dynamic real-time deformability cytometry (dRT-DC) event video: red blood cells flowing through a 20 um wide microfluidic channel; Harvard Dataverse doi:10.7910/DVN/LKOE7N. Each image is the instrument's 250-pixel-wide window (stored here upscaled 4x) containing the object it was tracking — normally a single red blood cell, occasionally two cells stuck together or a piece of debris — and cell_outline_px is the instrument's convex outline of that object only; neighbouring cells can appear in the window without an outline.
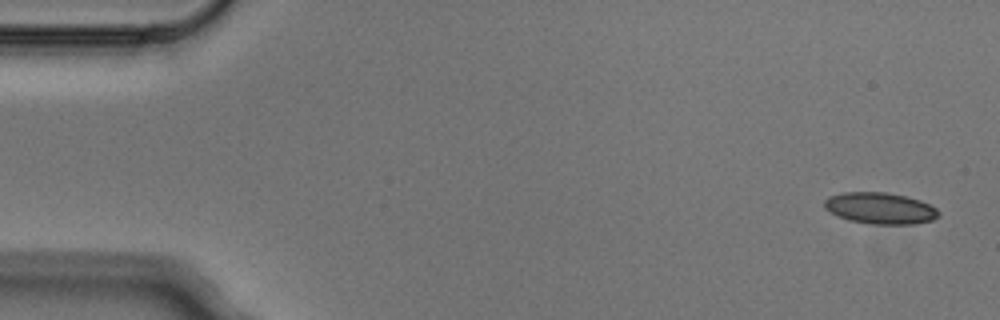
{"species": "Egyptian fruit bat (a non-hibernating species)", "species_latin": "Rousettus aegyptiacus", "temperature_condition": "cold", "stored_images_in_passage": 7, "camera_frame_rate_fps": 3000, "um_per_image_px": 0.085, "animal": {"sex": "male"}, "frame": {"image": 1, "passage_image": 1, "time_ms": 0.0, "image_size_px": [1000, 320], "cell_outline_px": [[940, 216], [932, 220], [916, 224], [872, 224], [848, 220], [836, 216], [824, 208], [824, 200], [828, 196], [844, 192], [884, 192], [904, 196], [920, 200], [936, 208], [940, 212]], "centroid_in_image_um": [74.8, 17.7], "position_along_channel_um": 10.2, "area_um2": 21.04}}
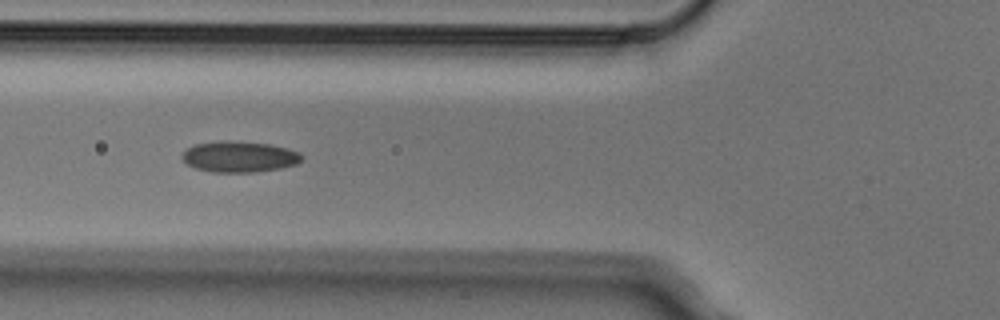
{"frame": {"image": 2, "passage_image": 6, "time_ms": 1.667, "image_size_px": [1000, 320], "cell_outline_px": [[304, 156], [296, 164], [280, 168], [252, 172], [212, 172], [196, 168], [188, 164], [180, 156], [188, 148], [196, 144], [220, 140], [232, 140], [272, 144], [288, 148], [300, 152]], "centroid_in_image_um": [20.36, 13.3], "position_along_channel_um": 105.4, "area_um2": 21.68}}
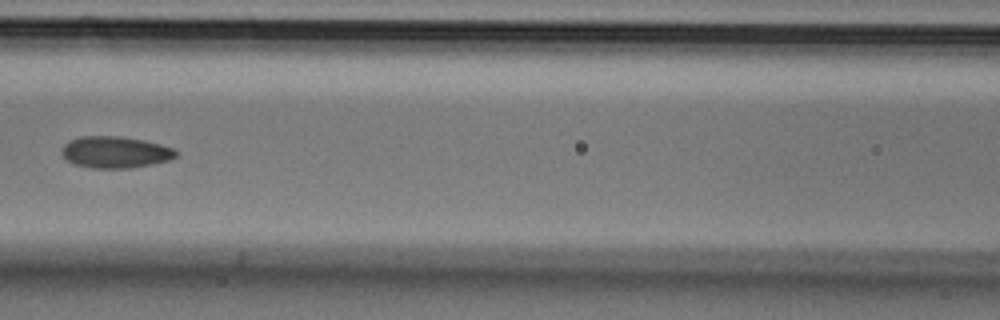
{"frame": {"image": 3, "passage_image": 7, "time_ms": 2.0, "image_size_px": [1000, 320], "cell_outline_px": [[176, 156], [168, 160], [152, 164], [132, 168], [92, 168], [76, 164], [68, 160], [60, 152], [60, 148], [68, 140], [80, 136], [120, 136], [144, 140], [160, 144], [172, 148], [176, 152]], "centroid_in_image_um": [9.75, 12.92], "position_along_channel_um": 156.8, "area_um2": 21.04}}